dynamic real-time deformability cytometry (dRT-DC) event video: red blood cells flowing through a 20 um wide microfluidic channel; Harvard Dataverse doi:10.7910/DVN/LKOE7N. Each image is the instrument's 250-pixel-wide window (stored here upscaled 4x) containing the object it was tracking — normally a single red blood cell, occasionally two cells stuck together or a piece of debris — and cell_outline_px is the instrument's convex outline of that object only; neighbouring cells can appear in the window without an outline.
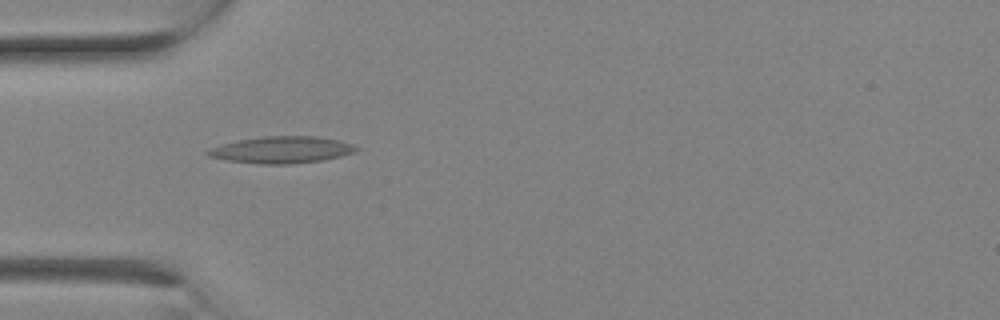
{"species": "Egyptian fruit bat (a non-hibernating species)", "species_latin": "Rousettus aegyptiacus", "temperature_condition": "room temperature", "stored_images_in_passage": 2, "camera_frame_rate_fps": 3000, "um_per_image_px": 0.085, "animal": {"sex": "female"}, "frame": {"image": 1, "passage_image": 2, "time_ms": 0.333, "image_size_px": [1000, 320], "cell_outline_px": [[360, 148], [356, 152], [324, 160], [292, 164], [260, 164], [228, 160], [208, 156], [204, 152], [212, 148], [224, 144], [240, 140], [264, 136], [316, 136], [336, 140], [352, 144]], "centroid_in_image_um": [23.98, 12.74], "position_along_channel_um": 61.0, "area_um2": 22.95}}